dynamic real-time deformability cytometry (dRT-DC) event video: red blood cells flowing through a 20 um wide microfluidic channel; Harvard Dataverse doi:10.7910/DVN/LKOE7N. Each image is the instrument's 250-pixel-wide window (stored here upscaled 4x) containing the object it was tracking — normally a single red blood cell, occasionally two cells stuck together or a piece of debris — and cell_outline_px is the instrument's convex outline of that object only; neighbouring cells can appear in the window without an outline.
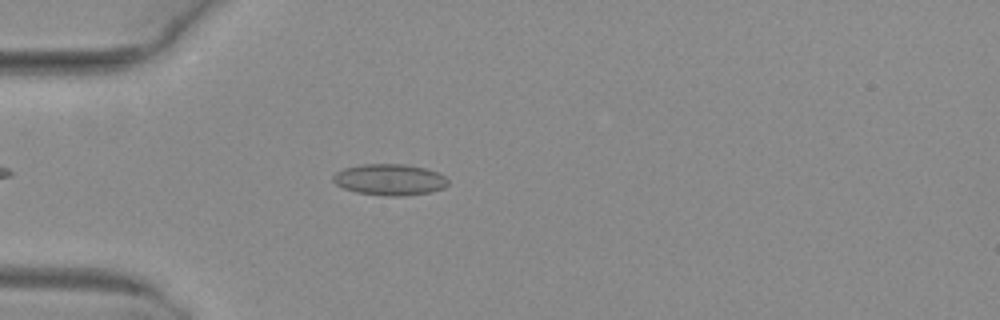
{"species": "common noctule bat (a hibernating species)", "species_latin": "Nyctalus noctula", "temperature_condition": "warm", "stored_images_in_passage": 43, "camera_frame_rate_fps": 3000, "um_per_image_px": 0.085, "animal": {"sex": "female", "body_mass_g": 29.2, "forearm_length_mm": 56.3}, "frame": {"image": 1, "passage_image": 7, "time_ms": 2.0, "image_size_px": [1000, 320], "cell_outline_px": [[448, 184], [444, 188], [432, 192], [404, 196], [388, 196], [356, 192], [344, 188], [336, 184], [332, 180], [332, 176], [336, 172], [344, 168], [360, 164], [404, 164], [424, 168], [436, 172], [444, 176], [448, 180]], "centroid_in_image_um": [33.11, 15.27], "position_along_channel_um": 51.9, "area_um2": 20.98}}
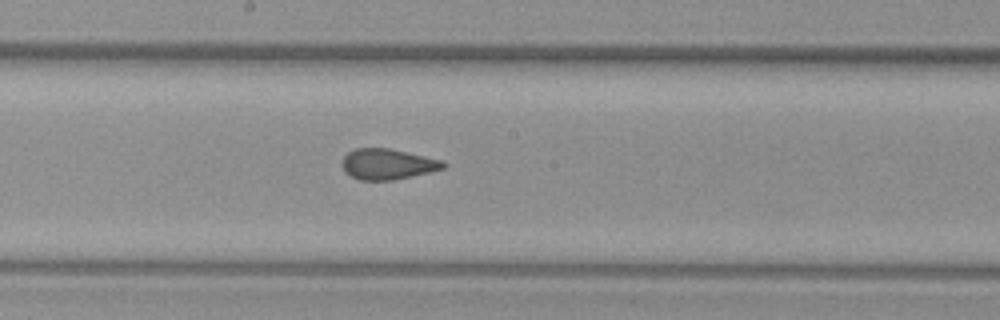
{"frame": {"image": 2, "passage_image": 20, "time_ms": 6.333, "image_size_px": [1000, 320], "cell_outline_px": [[448, 164], [444, 168], [412, 176], [392, 180], [360, 180], [344, 172], [340, 164], [340, 160], [348, 152], [356, 148], [388, 148], [444, 160]], "centroid_in_image_um": [32.92, 13.94], "position_along_channel_um": 215.3, "area_um2": 18.21}}
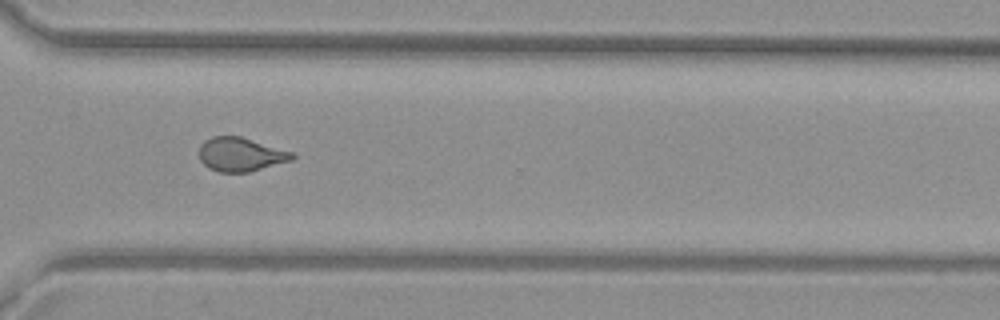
{"frame": {"image": 3, "passage_image": 30, "time_ms": 9.667, "image_size_px": [1000, 320], "cell_outline_px": [[296, 156], [292, 160], [248, 172], [220, 172], [208, 168], [200, 160], [200, 144], [204, 140], [212, 136], [240, 136], [296, 152]], "centroid_in_image_um": [20.48, 13.11], "position_along_channel_um": 350.1, "area_um2": 18.5}, "authors_computed_cell_mechanics": {"area_um2": 18.9006, "velocity_mm_per_s": 4.052, "shape_relaxation_time_tau1_ms": null, "shape_relaxation_time_tau2_ms": 0.8909, "deformation_change_tau1": null, "deformation_change_tau2": 0.0732}}